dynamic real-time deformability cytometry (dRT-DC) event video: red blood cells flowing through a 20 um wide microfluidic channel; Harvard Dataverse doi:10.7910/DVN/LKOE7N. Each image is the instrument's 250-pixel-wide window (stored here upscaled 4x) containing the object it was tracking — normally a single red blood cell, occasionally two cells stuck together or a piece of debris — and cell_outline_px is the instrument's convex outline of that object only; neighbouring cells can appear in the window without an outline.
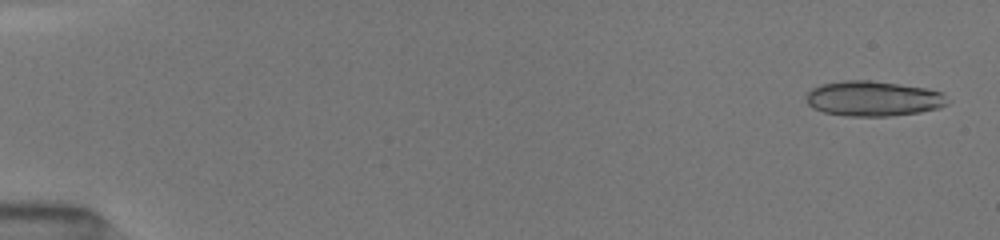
{"species": "common noctule bat (a hibernating species)", "species_latin": "Nyctalus noctula", "temperature_condition": "room temperature", "stored_images_in_passage": 53, "segment_of_instrument_passage": [1, 2], "camera_frame_rate_fps": 3000, "um_per_image_px": 0.085, "animal": {"sex": "female", "body_mass_g": 19.5, "forearm_length_mm": 54.1}, "frame": {"image": 1, "passage_image": 2, "time_ms": 0.333, "image_size_px": [1000, 240], "cell_outline_px": [[952, 100], [948, 104], [940, 108], [920, 112], [888, 116], [848, 116], [824, 112], [812, 108], [808, 104], [808, 92], [812, 88], [824, 84], [844, 80], [872, 80], [928, 88], [940, 92]], "centroid_in_image_um": [74.29, 8.38], "position_along_channel_um": 10.7, "area_um2": 29.02}}
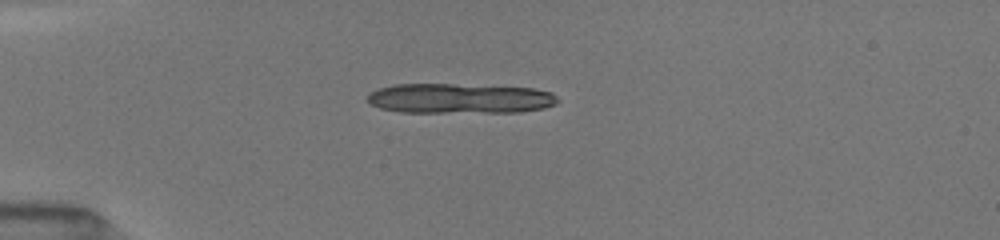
{"frame": {"image": 2, "passage_image": 19, "time_ms": 4.333, "image_size_px": [1000, 240], "cell_outline_px": [[560, 100], [556, 104], [544, 108], [520, 112], [400, 112], [380, 108], [368, 104], [368, 92], [392, 84], [452, 84], [532, 88], [552, 92]], "centroid_in_image_um": [39.07, 8.37], "position_along_channel_um": 45.9, "area_um2": 33.47}}